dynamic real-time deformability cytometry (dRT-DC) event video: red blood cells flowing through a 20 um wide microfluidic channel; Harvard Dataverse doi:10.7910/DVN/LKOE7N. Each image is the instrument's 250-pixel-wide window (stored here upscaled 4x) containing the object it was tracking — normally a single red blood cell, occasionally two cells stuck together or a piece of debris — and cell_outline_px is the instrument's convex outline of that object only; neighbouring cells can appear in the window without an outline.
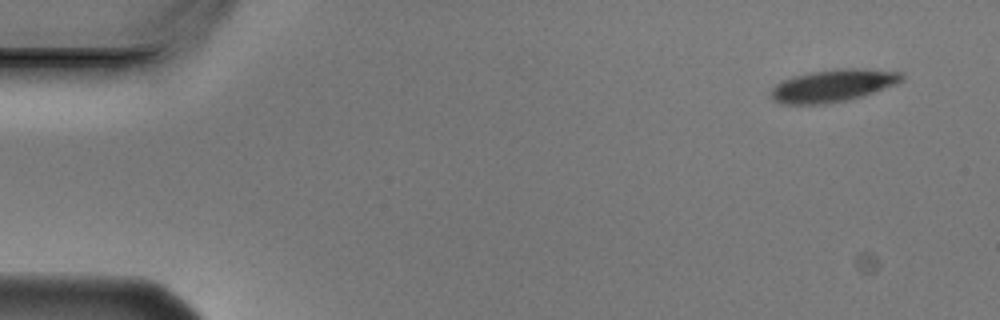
{"species": "Egyptian fruit bat (a non-hibernating species)", "species_latin": "Rousettus aegyptiacus", "temperature_condition": "cold", "stored_images_in_passage": 5, "segment_of_instrument_passage": [1, 2], "camera_frame_rate_fps": 3000, "um_per_image_px": 0.085, "animal": {"sex": "male"}, "frame": {"image": 1, "passage_image": 1, "time_ms": 0.0, "image_size_px": [1000, 320], "cell_outline_px": [[904, 80], [896, 84], [860, 96], [844, 100], [820, 104], [780, 104], [772, 100], [772, 88], [776, 84], [792, 76], [812, 72], [836, 68], [868, 68], [900, 72], [904, 76]], "centroid_in_image_um": [70.8, 7.26], "position_along_channel_um": 14.2, "area_um2": 24.51}}
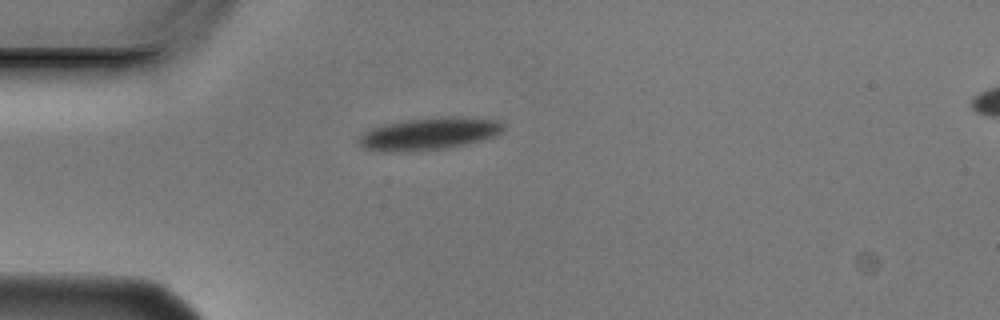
{"frame": {"image": 2, "passage_image": 4, "time_ms": 1.0, "image_size_px": [1000, 320], "cell_outline_px": [[504, 128], [496, 136], [468, 144], [444, 148], [392, 152], [384, 152], [364, 148], [360, 144], [360, 136], [364, 132], [372, 128], [384, 124], [408, 120], [448, 116], [452, 116], [496, 120], [504, 124]], "centroid_in_image_um": [36.49, 11.37], "position_along_channel_um": 48.5, "area_um2": 26.82}}